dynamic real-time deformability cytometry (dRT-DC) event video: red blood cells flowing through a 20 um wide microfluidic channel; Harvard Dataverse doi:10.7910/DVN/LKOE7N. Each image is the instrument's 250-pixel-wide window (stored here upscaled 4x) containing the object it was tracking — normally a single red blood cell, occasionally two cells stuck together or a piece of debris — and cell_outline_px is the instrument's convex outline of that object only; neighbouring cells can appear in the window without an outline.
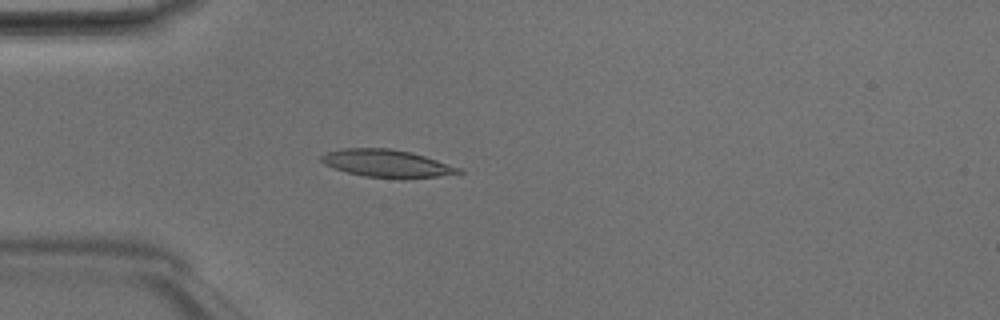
{"species": "Egyptian fruit bat (a non-hibernating species)", "species_latin": "Rousettus aegyptiacus", "temperature_condition": "room temperature", "stored_images_in_passage": 36, "camera_frame_rate_fps": 3000, "um_per_image_px": 0.085, "animal": {"sex": "male"}, "frame": {"image": 1, "passage_image": 1, "time_ms": 0.0, "image_size_px": [1000, 320], "cell_outline_px": [[464, 172], [436, 176], [404, 180], [400, 180], [364, 176], [332, 168], [324, 164], [320, 160], [320, 156], [324, 152], [344, 148], [392, 148], [412, 152], [460, 168]], "centroid_in_image_um": [32.83, 13.9], "position_along_channel_um": 52.2, "area_um2": 22.37}}
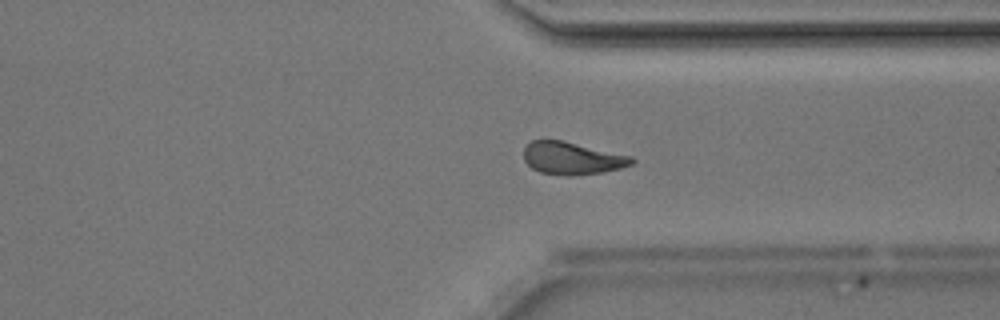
{"frame": {"image": 2, "passage_image": 24, "time_ms": 7.667, "image_size_px": [1000, 320], "cell_outline_px": [[636, 160], [632, 164], [620, 168], [600, 172], [572, 176], [540, 172], [532, 168], [524, 160], [524, 148], [532, 140], [564, 140], [632, 156]], "centroid_in_image_um": [48.64, 13.44], "position_along_channel_um": 362.8, "area_um2": 20.4}}
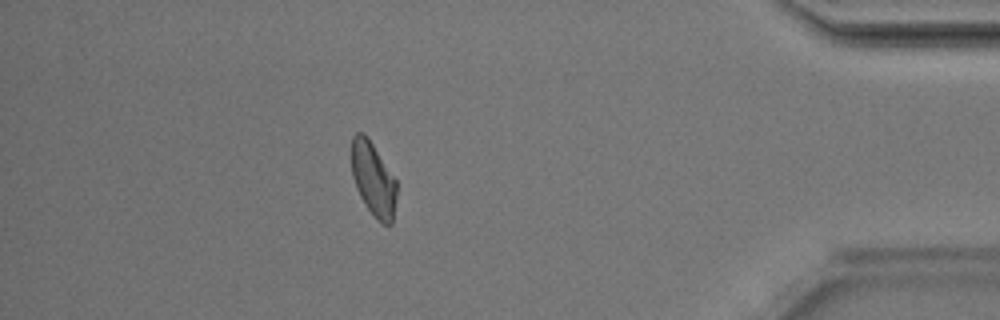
{"frame": {"image": 3, "passage_image": 30, "time_ms": 9.667, "image_size_px": [1000, 320], "cell_outline_px": [[396, 196], [392, 224], [380, 224], [376, 220], [364, 204], [360, 196], [352, 176], [352, 136], [356, 132], [364, 132], [368, 136], [396, 180]], "centroid_in_image_um": [31.72, 15.23], "position_along_channel_um": 403.5, "area_um2": 19.48}, "authors_computed_cell_mechanics": {"area_um2": 20.5479, "velocity_mm_per_s": 4.1867, "shape_relaxation_time_tau1_ms": 6.7283, "shape_relaxation_time_tau2_ms": 4.6373, "deformation_change_tau1": 0.1769, "deformation_change_tau2": 0.1183}}